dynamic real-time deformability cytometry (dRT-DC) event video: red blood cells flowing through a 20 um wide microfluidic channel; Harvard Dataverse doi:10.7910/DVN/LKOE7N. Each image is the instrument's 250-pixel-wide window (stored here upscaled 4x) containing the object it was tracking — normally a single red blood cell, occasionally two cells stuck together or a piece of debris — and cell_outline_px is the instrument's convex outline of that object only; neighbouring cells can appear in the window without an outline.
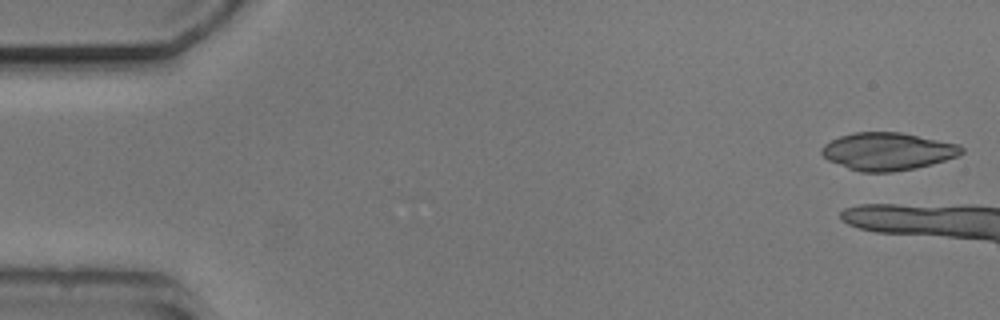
{"species": "common noctule bat (a hibernating species)", "species_latin": "Nyctalus noctula", "temperature_condition": "cold", "stored_images_in_passage": 7, "camera_frame_rate_fps": 3000, "um_per_image_px": 0.085, "animal": {"sex": "male", "body_mass_g": 20.5, "forearm_length_mm": 52.5}, "frame": {"image": 1, "passage_image": 1, "time_ms": 0.0, "image_size_px": [1000, 320], "cell_outline_px": [[964, 152], [956, 156], [932, 164], [916, 168], [892, 172], [860, 172], [848, 168], [828, 160], [820, 152], [820, 148], [824, 144], [840, 136], [856, 132], [900, 132], [960, 144], [964, 148]], "centroid_in_image_um": [75.45, 12.87], "position_along_channel_um": 9.5, "area_um2": 30.63}}